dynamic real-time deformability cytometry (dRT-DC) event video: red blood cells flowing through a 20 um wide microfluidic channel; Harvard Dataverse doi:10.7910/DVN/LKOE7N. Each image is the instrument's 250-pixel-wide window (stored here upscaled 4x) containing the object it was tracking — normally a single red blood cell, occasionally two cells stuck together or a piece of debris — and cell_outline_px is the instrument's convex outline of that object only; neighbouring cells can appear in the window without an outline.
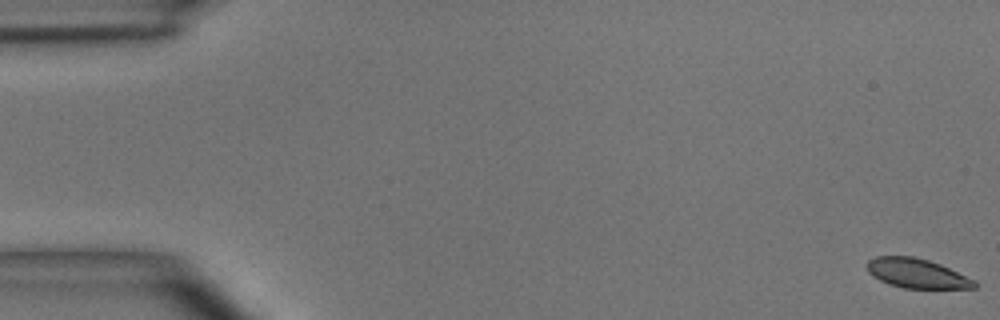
{"species": "common noctule bat (a hibernating species)", "species_latin": "Nyctalus noctula", "temperature_condition": "room temperature", "stored_images_in_passage": 50, "camera_frame_rate_fps": 3000, "um_per_image_px": 0.085, "animal": {"sex": "male", "body_mass_g": 15.6}, "frame": {"image": 1, "passage_image": 1, "time_ms": 0.0, "image_size_px": [1000, 320], "cell_outline_px": [[980, 284], [976, 288], [904, 288], [888, 284], [872, 276], [868, 272], [864, 264], [868, 260], [876, 256], [912, 256], [928, 260], [940, 264], [976, 280]], "centroid_in_image_um": [77.92, 23.23], "position_along_channel_um": 7.1, "area_um2": 18.67}}
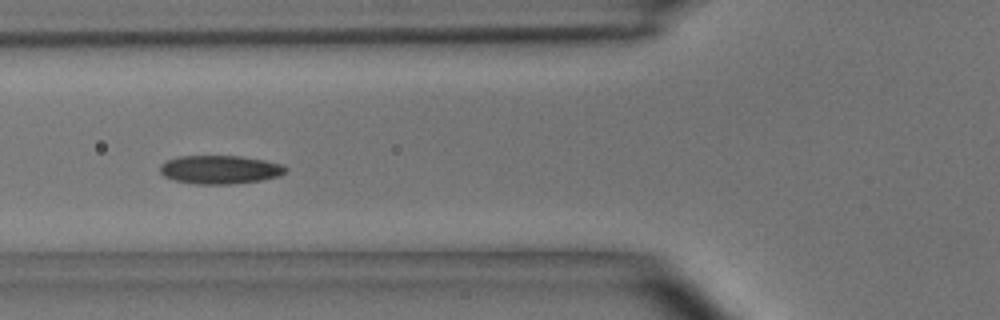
{"frame": {"image": 2, "passage_image": 19, "time_ms": 6.0, "image_size_px": [1000, 320], "cell_outline_px": [[288, 172], [280, 176], [260, 180], [228, 184], [196, 184], [176, 180], [164, 176], [160, 172], [160, 164], [168, 160], [180, 156], [240, 156], [264, 160], [280, 164], [288, 168]], "centroid_in_image_um": [18.72, 14.41], "position_along_channel_um": 107.1, "area_um2": 20.75}}
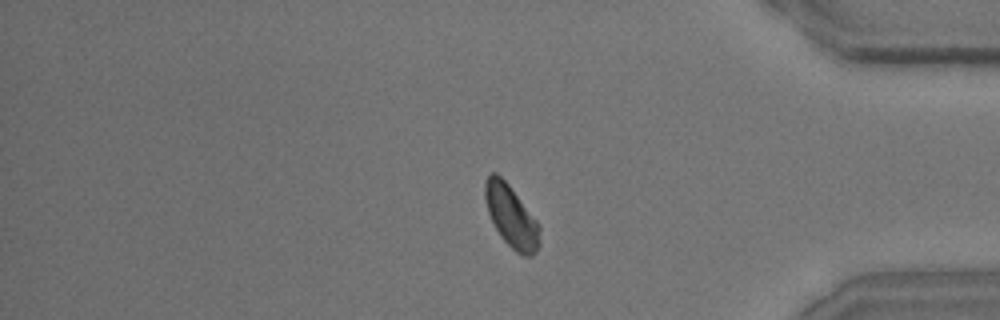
{"frame": {"image": 3, "passage_image": 42, "time_ms": 13.667, "image_size_px": [1000, 320], "cell_outline_px": [[540, 244], [536, 252], [532, 256], [524, 256], [516, 252], [500, 236], [488, 212], [484, 196], [484, 184], [488, 176], [492, 172], [496, 172], [508, 184], [540, 224]], "centroid_in_image_um": [43.47, 18.4], "position_along_channel_um": 391.7, "area_um2": 19.71}, "authors_computed_cell_mechanics": {"area_um2": 19.7965, "velocity_mm_per_s": 4.0287, "shape_relaxation_time_tau1_ms": 2.285, "shape_relaxation_time_tau2_ms": 2.9431, "deformation_change_tau1": 0.0957, "deformation_change_tau2": 0.0689}}